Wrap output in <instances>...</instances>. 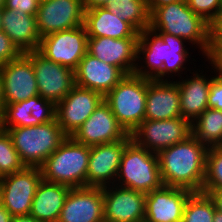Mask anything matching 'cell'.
I'll return each mask as SVG.
<instances>
[{"label": "cell", "mask_w": 222, "mask_h": 222, "mask_svg": "<svg viewBox=\"0 0 222 222\" xmlns=\"http://www.w3.org/2000/svg\"><path fill=\"white\" fill-rule=\"evenodd\" d=\"M90 151V146L67 136L58 149L39 167L42 180L71 188L87 187Z\"/></svg>", "instance_id": "cell-4"}, {"label": "cell", "mask_w": 222, "mask_h": 222, "mask_svg": "<svg viewBox=\"0 0 222 222\" xmlns=\"http://www.w3.org/2000/svg\"><path fill=\"white\" fill-rule=\"evenodd\" d=\"M5 105L39 95L31 60L23 53L0 67Z\"/></svg>", "instance_id": "cell-16"}, {"label": "cell", "mask_w": 222, "mask_h": 222, "mask_svg": "<svg viewBox=\"0 0 222 222\" xmlns=\"http://www.w3.org/2000/svg\"><path fill=\"white\" fill-rule=\"evenodd\" d=\"M203 193L209 194L215 203L216 210L222 212V190L217 191H202Z\"/></svg>", "instance_id": "cell-41"}, {"label": "cell", "mask_w": 222, "mask_h": 222, "mask_svg": "<svg viewBox=\"0 0 222 222\" xmlns=\"http://www.w3.org/2000/svg\"><path fill=\"white\" fill-rule=\"evenodd\" d=\"M31 111L32 97L17 103L5 105L4 114L0 120V128L9 129L41 125V123L31 115Z\"/></svg>", "instance_id": "cell-30"}, {"label": "cell", "mask_w": 222, "mask_h": 222, "mask_svg": "<svg viewBox=\"0 0 222 222\" xmlns=\"http://www.w3.org/2000/svg\"><path fill=\"white\" fill-rule=\"evenodd\" d=\"M210 44L206 57H222V35H209Z\"/></svg>", "instance_id": "cell-38"}, {"label": "cell", "mask_w": 222, "mask_h": 222, "mask_svg": "<svg viewBox=\"0 0 222 222\" xmlns=\"http://www.w3.org/2000/svg\"><path fill=\"white\" fill-rule=\"evenodd\" d=\"M191 135L192 123L182 117L161 121L144 120L130 134L137 145L156 154L187 140Z\"/></svg>", "instance_id": "cell-8"}, {"label": "cell", "mask_w": 222, "mask_h": 222, "mask_svg": "<svg viewBox=\"0 0 222 222\" xmlns=\"http://www.w3.org/2000/svg\"><path fill=\"white\" fill-rule=\"evenodd\" d=\"M32 62L38 93L55 105L75 86L74 70L46 59L37 50L24 53Z\"/></svg>", "instance_id": "cell-11"}, {"label": "cell", "mask_w": 222, "mask_h": 222, "mask_svg": "<svg viewBox=\"0 0 222 222\" xmlns=\"http://www.w3.org/2000/svg\"><path fill=\"white\" fill-rule=\"evenodd\" d=\"M149 28L155 32H165L197 44L202 55L208 52L209 23L194 13L187 2L176 1L156 8L150 14Z\"/></svg>", "instance_id": "cell-3"}, {"label": "cell", "mask_w": 222, "mask_h": 222, "mask_svg": "<svg viewBox=\"0 0 222 222\" xmlns=\"http://www.w3.org/2000/svg\"><path fill=\"white\" fill-rule=\"evenodd\" d=\"M126 74L118 67L100 61L88 52L74 70L75 85L105 97Z\"/></svg>", "instance_id": "cell-21"}, {"label": "cell", "mask_w": 222, "mask_h": 222, "mask_svg": "<svg viewBox=\"0 0 222 222\" xmlns=\"http://www.w3.org/2000/svg\"><path fill=\"white\" fill-rule=\"evenodd\" d=\"M11 222H42L29 215L13 216Z\"/></svg>", "instance_id": "cell-44"}, {"label": "cell", "mask_w": 222, "mask_h": 222, "mask_svg": "<svg viewBox=\"0 0 222 222\" xmlns=\"http://www.w3.org/2000/svg\"><path fill=\"white\" fill-rule=\"evenodd\" d=\"M2 130L9 134L21 162L27 167H40L67 137L56 118L41 125Z\"/></svg>", "instance_id": "cell-5"}, {"label": "cell", "mask_w": 222, "mask_h": 222, "mask_svg": "<svg viewBox=\"0 0 222 222\" xmlns=\"http://www.w3.org/2000/svg\"><path fill=\"white\" fill-rule=\"evenodd\" d=\"M147 78L128 74L104 97L118 123L131 134L144 120Z\"/></svg>", "instance_id": "cell-7"}, {"label": "cell", "mask_w": 222, "mask_h": 222, "mask_svg": "<svg viewBox=\"0 0 222 222\" xmlns=\"http://www.w3.org/2000/svg\"><path fill=\"white\" fill-rule=\"evenodd\" d=\"M107 7L113 14L132 24L139 32L150 26V13L145 0H113Z\"/></svg>", "instance_id": "cell-28"}, {"label": "cell", "mask_w": 222, "mask_h": 222, "mask_svg": "<svg viewBox=\"0 0 222 222\" xmlns=\"http://www.w3.org/2000/svg\"><path fill=\"white\" fill-rule=\"evenodd\" d=\"M209 35H222V7L209 23Z\"/></svg>", "instance_id": "cell-39"}, {"label": "cell", "mask_w": 222, "mask_h": 222, "mask_svg": "<svg viewBox=\"0 0 222 222\" xmlns=\"http://www.w3.org/2000/svg\"><path fill=\"white\" fill-rule=\"evenodd\" d=\"M127 135L110 106L103 100L72 137L77 142L91 147L120 141Z\"/></svg>", "instance_id": "cell-17"}, {"label": "cell", "mask_w": 222, "mask_h": 222, "mask_svg": "<svg viewBox=\"0 0 222 222\" xmlns=\"http://www.w3.org/2000/svg\"><path fill=\"white\" fill-rule=\"evenodd\" d=\"M209 64L214 68V72L220 78H222V57H206ZM211 62V63H210ZM216 69V70H215Z\"/></svg>", "instance_id": "cell-43"}, {"label": "cell", "mask_w": 222, "mask_h": 222, "mask_svg": "<svg viewBox=\"0 0 222 222\" xmlns=\"http://www.w3.org/2000/svg\"><path fill=\"white\" fill-rule=\"evenodd\" d=\"M87 46V31L81 25L43 36L37 51L46 59L75 70L87 53Z\"/></svg>", "instance_id": "cell-10"}, {"label": "cell", "mask_w": 222, "mask_h": 222, "mask_svg": "<svg viewBox=\"0 0 222 222\" xmlns=\"http://www.w3.org/2000/svg\"><path fill=\"white\" fill-rule=\"evenodd\" d=\"M116 185L148 194L163 186L159 160L152 153L131 140L121 157Z\"/></svg>", "instance_id": "cell-6"}, {"label": "cell", "mask_w": 222, "mask_h": 222, "mask_svg": "<svg viewBox=\"0 0 222 222\" xmlns=\"http://www.w3.org/2000/svg\"><path fill=\"white\" fill-rule=\"evenodd\" d=\"M181 117L180 94L176 81L147 79L145 120Z\"/></svg>", "instance_id": "cell-22"}, {"label": "cell", "mask_w": 222, "mask_h": 222, "mask_svg": "<svg viewBox=\"0 0 222 222\" xmlns=\"http://www.w3.org/2000/svg\"><path fill=\"white\" fill-rule=\"evenodd\" d=\"M192 135L208 148L222 146V111L207 108L192 123Z\"/></svg>", "instance_id": "cell-27"}, {"label": "cell", "mask_w": 222, "mask_h": 222, "mask_svg": "<svg viewBox=\"0 0 222 222\" xmlns=\"http://www.w3.org/2000/svg\"><path fill=\"white\" fill-rule=\"evenodd\" d=\"M31 115L41 124L51 122L56 116V105L40 95L33 96Z\"/></svg>", "instance_id": "cell-33"}, {"label": "cell", "mask_w": 222, "mask_h": 222, "mask_svg": "<svg viewBox=\"0 0 222 222\" xmlns=\"http://www.w3.org/2000/svg\"><path fill=\"white\" fill-rule=\"evenodd\" d=\"M193 192L177 187L162 186L146 194V222H182L184 207Z\"/></svg>", "instance_id": "cell-20"}, {"label": "cell", "mask_w": 222, "mask_h": 222, "mask_svg": "<svg viewBox=\"0 0 222 222\" xmlns=\"http://www.w3.org/2000/svg\"><path fill=\"white\" fill-rule=\"evenodd\" d=\"M139 38L114 39L88 37L87 52L107 64L120 68L126 75L134 74Z\"/></svg>", "instance_id": "cell-19"}, {"label": "cell", "mask_w": 222, "mask_h": 222, "mask_svg": "<svg viewBox=\"0 0 222 222\" xmlns=\"http://www.w3.org/2000/svg\"><path fill=\"white\" fill-rule=\"evenodd\" d=\"M207 150L193 135L161 150L157 155L163 185L202 192Z\"/></svg>", "instance_id": "cell-2"}, {"label": "cell", "mask_w": 222, "mask_h": 222, "mask_svg": "<svg viewBox=\"0 0 222 222\" xmlns=\"http://www.w3.org/2000/svg\"><path fill=\"white\" fill-rule=\"evenodd\" d=\"M104 97L93 90L74 86L56 104V120L67 136H72L103 102Z\"/></svg>", "instance_id": "cell-13"}, {"label": "cell", "mask_w": 222, "mask_h": 222, "mask_svg": "<svg viewBox=\"0 0 222 222\" xmlns=\"http://www.w3.org/2000/svg\"><path fill=\"white\" fill-rule=\"evenodd\" d=\"M2 30L22 53L38 50L41 36L37 29L36 16L4 7Z\"/></svg>", "instance_id": "cell-25"}, {"label": "cell", "mask_w": 222, "mask_h": 222, "mask_svg": "<svg viewBox=\"0 0 222 222\" xmlns=\"http://www.w3.org/2000/svg\"><path fill=\"white\" fill-rule=\"evenodd\" d=\"M24 167L11 137L0 128V178L20 171Z\"/></svg>", "instance_id": "cell-32"}, {"label": "cell", "mask_w": 222, "mask_h": 222, "mask_svg": "<svg viewBox=\"0 0 222 222\" xmlns=\"http://www.w3.org/2000/svg\"><path fill=\"white\" fill-rule=\"evenodd\" d=\"M85 10L93 9L96 7H105L113 0H82Z\"/></svg>", "instance_id": "cell-40"}, {"label": "cell", "mask_w": 222, "mask_h": 222, "mask_svg": "<svg viewBox=\"0 0 222 222\" xmlns=\"http://www.w3.org/2000/svg\"><path fill=\"white\" fill-rule=\"evenodd\" d=\"M216 206L209 194L193 192L186 201L182 222H213Z\"/></svg>", "instance_id": "cell-29"}, {"label": "cell", "mask_w": 222, "mask_h": 222, "mask_svg": "<svg viewBox=\"0 0 222 222\" xmlns=\"http://www.w3.org/2000/svg\"><path fill=\"white\" fill-rule=\"evenodd\" d=\"M149 13L151 14L156 8L170 4V3H174L178 0H145Z\"/></svg>", "instance_id": "cell-42"}, {"label": "cell", "mask_w": 222, "mask_h": 222, "mask_svg": "<svg viewBox=\"0 0 222 222\" xmlns=\"http://www.w3.org/2000/svg\"><path fill=\"white\" fill-rule=\"evenodd\" d=\"M189 8L210 23L222 7V0H188Z\"/></svg>", "instance_id": "cell-34"}, {"label": "cell", "mask_w": 222, "mask_h": 222, "mask_svg": "<svg viewBox=\"0 0 222 222\" xmlns=\"http://www.w3.org/2000/svg\"><path fill=\"white\" fill-rule=\"evenodd\" d=\"M5 7V0H0V9Z\"/></svg>", "instance_id": "cell-48"}, {"label": "cell", "mask_w": 222, "mask_h": 222, "mask_svg": "<svg viewBox=\"0 0 222 222\" xmlns=\"http://www.w3.org/2000/svg\"><path fill=\"white\" fill-rule=\"evenodd\" d=\"M104 222H142L146 194L118 186L103 187Z\"/></svg>", "instance_id": "cell-15"}, {"label": "cell", "mask_w": 222, "mask_h": 222, "mask_svg": "<svg viewBox=\"0 0 222 222\" xmlns=\"http://www.w3.org/2000/svg\"><path fill=\"white\" fill-rule=\"evenodd\" d=\"M11 213L0 203V222H11Z\"/></svg>", "instance_id": "cell-45"}, {"label": "cell", "mask_w": 222, "mask_h": 222, "mask_svg": "<svg viewBox=\"0 0 222 222\" xmlns=\"http://www.w3.org/2000/svg\"><path fill=\"white\" fill-rule=\"evenodd\" d=\"M82 0H41L36 14L41 38L52 33L84 25Z\"/></svg>", "instance_id": "cell-12"}, {"label": "cell", "mask_w": 222, "mask_h": 222, "mask_svg": "<svg viewBox=\"0 0 222 222\" xmlns=\"http://www.w3.org/2000/svg\"><path fill=\"white\" fill-rule=\"evenodd\" d=\"M213 222H222V212L216 210Z\"/></svg>", "instance_id": "cell-47"}, {"label": "cell", "mask_w": 222, "mask_h": 222, "mask_svg": "<svg viewBox=\"0 0 222 222\" xmlns=\"http://www.w3.org/2000/svg\"><path fill=\"white\" fill-rule=\"evenodd\" d=\"M42 173L39 167H27L0 178V203L12 216L29 215Z\"/></svg>", "instance_id": "cell-9"}, {"label": "cell", "mask_w": 222, "mask_h": 222, "mask_svg": "<svg viewBox=\"0 0 222 222\" xmlns=\"http://www.w3.org/2000/svg\"><path fill=\"white\" fill-rule=\"evenodd\" d=\"M4 109H5V102L3 98L2 79H1V70H0V120L3 117Z\"/></svg>", "instance_id": "cell-46"}, {"label": "cell", "mask_w": 222, "mask_h": 222, "mask_svg": "<svg viewBox=\"0 0 222 222\" xmlns=\"http://www.w3.org/2000/svg\"><path fill=\"white\" fill-rule=\"evenodd\" d=\"M222 190V146L209 147L206 153L202 191Z\"/></svg>", "instance_id": "cell-31"}, {"label": "cell", "mask_w": 222, "mask_h": 222, "mask_svg": "<svg viewBox=\"0 0 222 222\" xmlns=\"http://www.w3.org/2000/svg\"><path fill=\"white\" fill-rule=\"evenodd\" d=\"M2 29V9H0V30Z\"/></svg>", "instance_id": "cell-49"}, {"label": "cell", "mask_w": 222, "mask_h": 222, "mask_svg": "<svg viewBox=\"0 0 222 222\" xmlns=\"http://www.w3.org/2000/svg\"><path fill=\"white\" fill-rule=\"evenodd\" d=\"M71 187L42 180L32 201L30 215L42 222H58Z\"/></svg>", "instance_id": "cell-26"}, {"label": "cell", "mask_w": 222, "mask_h": 222, "mask_svg": "<svg viewBox=\"0 0 222 222\" xmlns=\"http://www.w3.org/2000/svg\"><path fill=\"white\" fill-rule=\"evenodd\" d=\"M131 140L128 134L120 141L91 146L87 187H105L115 184L122 154Z\"/></svg>", "instance_id": "cell-14"}, {"label": "cell", "mask_w": 222, "mask_h": 222, "mask_svg": "<svg viewBox=\"0 0 222 222\" xmlns=\"http://www.w3.org/2000/svg\"><path fill=\"white\" fill-rule=\"evenodd\" d=\"M58 222H104L103 187L71 188Z\"/></svg>", "instance_id": "cell-18"}, {"label": "cell", "mask_w": 222, "mask_h": 222, "mask_svg": "<svg viewBox=\"0 0 222 222\" xmlns=\"http://www.w3.org/2000/svg\"><path fill=\"white\" fill-rule=\"evenodd\" d=\"M184 42L186 40L182 38L165 32H155L150 28L139 32L137 60L140 63L143 61L145 65L137 64L134 74L156 81H168L169 75L172 77L174 73H178L180 77L182 69H187L184 64L190 61L191 55Z\"/></svg>", "instance_id": "cell-1"}, {"label": "cell", "mask_w": 222, "mask_h": 222, "mask_svg": "<svg viewBox=\"0 0 222 222\" xmlns=\"http://www.w3.org/2000/svg\"><path fill=\"white\" fill-rule=\"evenodd\" d=\"M196 70L193 76L176 80L180 94L181 117L193 123L207 108L212 77L209 79Z\"/></svg>", "instance_id": "cell-24"}, {"label": "cell", "mask_w": 222, "mask_h": 222, "mask_svg": "<svg viewBox=\"0 0 222 222\" xmlns=\"http://www.w3.org/2000/svg\"><path fill=\"white\" fill-rule=\"evenodd\" d=\"M41 0H5V8L36 16Z\"/></svg>", "instance_id": "cell-37"}, {"label": "cell", "mask_w": 222, "mask_h": 222, "mask_svg": "<svg viewBox=\"0 0 222 222\" xmlns=\"http://www.w3.org/2000/svg\"><path fill=\"white\" fill-rule=\"evenodd\" d=\"M208 108L222 111V78L212 77L208 96Z\"/></svg>", "instance_id": "cell-36"}, {"label": "cell", "mask_w": 222, "mask_h": 222, "mask_svg": "<svg viewBox=\"0 0 222 222\" xmlns=\"http://www.w3.org/2000/svg\"><path fill=\"white\" fill-rule=\"evenodd\" d=\"M84 26L88 37L139 38V31L113 14L107 6L85 10Z\"/></svg>", "instance_id": "cell-23"}, {"label": "cell", "mask_w": 222, "mask_h": 222, "mask_svg": "<svg viewBox=\"0 0 222 222\" xmlns=\"http://www.w3.org/2000/svg\"><path fill=\"white\" fill-rule=\"evenodd\" d=\"M23 53L10 40V37L0 30V67L9 61L19 58Z\"/></svg>", "instance_id": "cell-35"}]
</instances>
